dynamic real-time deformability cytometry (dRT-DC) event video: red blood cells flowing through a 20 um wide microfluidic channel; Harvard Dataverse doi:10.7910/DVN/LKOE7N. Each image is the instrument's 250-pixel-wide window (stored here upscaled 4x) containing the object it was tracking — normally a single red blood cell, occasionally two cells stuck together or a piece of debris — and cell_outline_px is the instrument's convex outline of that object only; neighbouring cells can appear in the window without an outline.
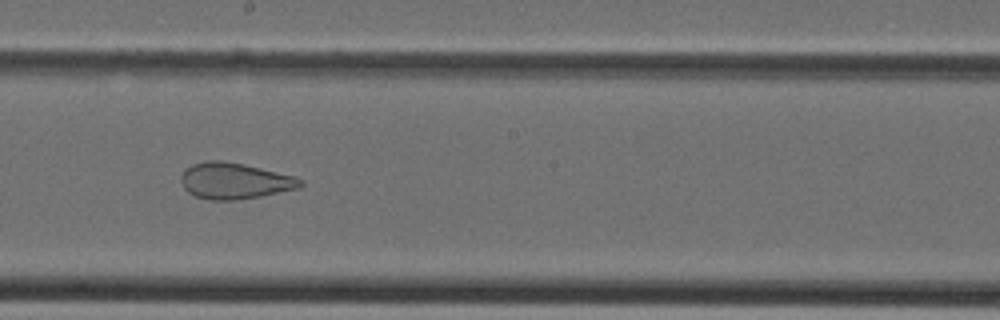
{"species": "Egyptian fruit bat (a non-hibernating species)", "species_latin": "Rousettus aegyptiacus", "temperature_condition": "cold", "stored_images_in_passage": 38, "camera_frame_rate_fps": 3000, "um_per_image_px": 0.085, "animal": {"sex": "female"}, "frame": {"image": 1, "passage_image": 21, "time_ms": 6.667, "image_size_px": [1000, 320], "cell_outline_px": [[304, 184], [300, 188], [260, 196], [236, 200], [212, 200], [196, 196], [188, 192], [184, 188], [180, 180], [180, 176], [184, 168], [192, 164], [208, 160], [224, 160], [244, 164], [296, 176], [304, 180]], "centroid_in_image_um": [19.95, 15.36], "position_along_channel_um": 228.3, "area_um2": 25.43}}
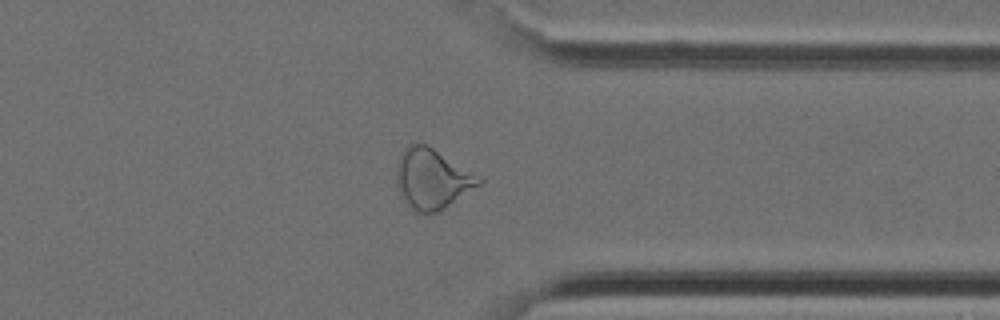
{"frame": {"image": 2, "passage_image": 30, "time_ms": 9.667, "image_size_px": [1000, 320], "cell_outline_px": [[484, 180], [480, 184], [444, 208], [436, 212], [416, 212], [408, 208], [400, 196], [396, 184], [396, 168], [400, 156], [404, 148], [408, 144], [424, 144], [432, 148], [484, 176]], "centroid_in_image_um": [36.73, 15.2], "position_along_channel_um": 374.7, "area_um2": 29.07}}
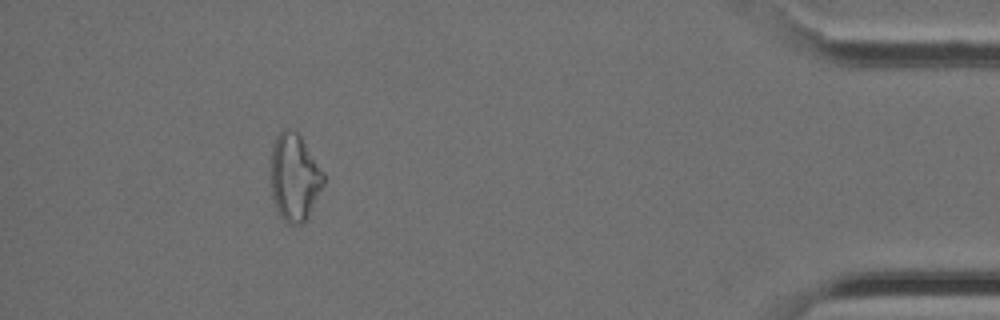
{"frame": {"image": 3, "passage_image": 35, "time_ms": 11.333, "image_size_px": [1000, 320], "cell_outline_px": [[324, 184], [308, 216], [300, 224], [288, 224], [280, 216], [276, 208], [272, 196], [272, 144], [276, 136], [284, 128], [288, 128], [296, 132], [300, 136], [324, 172]], "centroid_in_image_um": [25.03, 15.07], "position_along_channel_um": 410.2, "area_um2": 26.47}}